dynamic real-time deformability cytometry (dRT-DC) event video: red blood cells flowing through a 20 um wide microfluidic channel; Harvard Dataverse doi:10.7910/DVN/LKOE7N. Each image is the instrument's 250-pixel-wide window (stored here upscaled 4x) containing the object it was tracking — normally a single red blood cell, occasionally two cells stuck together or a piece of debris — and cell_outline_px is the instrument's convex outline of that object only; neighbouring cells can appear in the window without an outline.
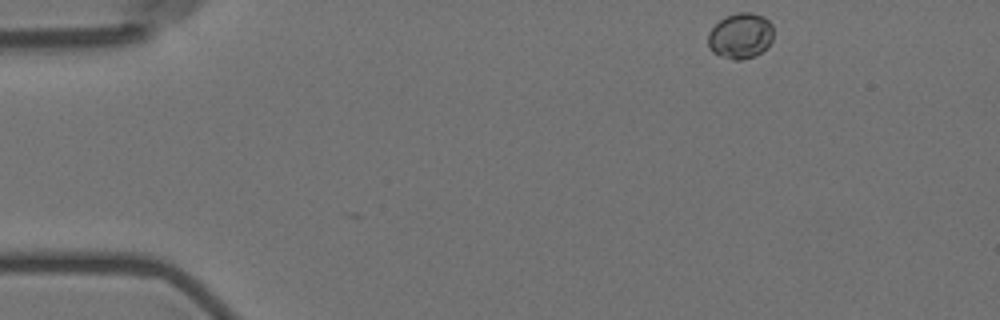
{"species": "Egyptian fruit bat (a non-hibernating species)", "species_latin": "Rousettus aegyptiacus", "temperature_condition": "room temperature", "stored_images_in_passage": 9, "camera_frame_rate_fps": 3000, "um_per_image_px": 0.085, "animal": {"sex": "female"}, "frame": {"image": 1, "passage_image": 1, "time_ms": 0.0, "image_size_px": [1000, 320], "cell_outline_px": [[772, 40], [756, 56], [740, 60], [732, 60], [720, 56], [712, 52], [708, 48], [708, 32], [724, 16], [736, 12], [752, 12], [764, 16], [772, 24]], "centroid_in_image_um": [62.91, 3.04], "position_along_channel_um": 22.1, "area_um2": 17.57}}
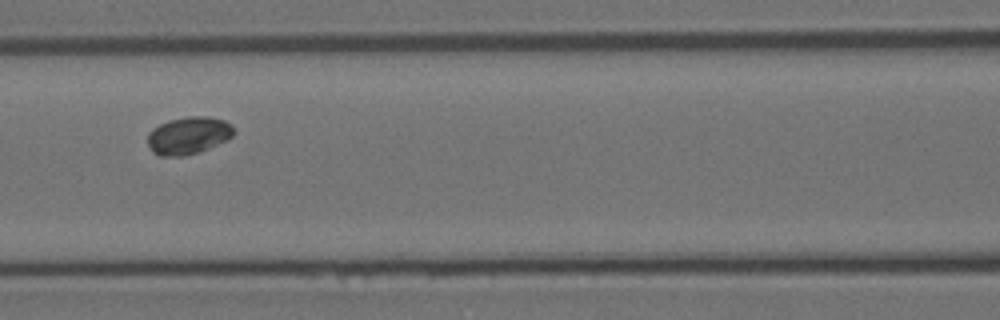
{"frame": {"image": 2, "passage_image": 6, "time_ms": 6.0, "image_size_px": [1000, 320], "cell_outline_px": [[236, 132], [232, 136], [208, 148], [184, 156], [160, 156], [152, 152], [148, 144], [148, 132], [152, 128], [168, 120], [188, 116], [208, 116], [224, 120], [232, 124]], "centroid_in_image_um": [16.0, 11.5], "position_along_channel_um": 150.6, "area_um2": 18.79}}
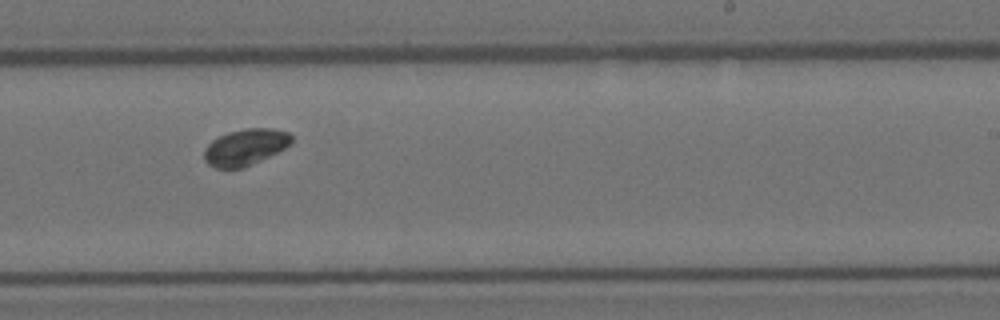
{"frame": {"image": 3, "passage_image": 9, "time_ms": 9.333, "image_size_px": [1000, 320], "cell_outline_px": [[292, 140], [284, 148], [244, 168], [216, 168], [208, 164], [204, 160], [204, 152], [208, 144], [212, 140], [228, 132], [244, 128], [272, 128], [288, 132], [292, 136]], "centroid_in_image_um": [20.83, 12.5], "position_along_channel_um": 268.2, "area_um2": 18.32}}